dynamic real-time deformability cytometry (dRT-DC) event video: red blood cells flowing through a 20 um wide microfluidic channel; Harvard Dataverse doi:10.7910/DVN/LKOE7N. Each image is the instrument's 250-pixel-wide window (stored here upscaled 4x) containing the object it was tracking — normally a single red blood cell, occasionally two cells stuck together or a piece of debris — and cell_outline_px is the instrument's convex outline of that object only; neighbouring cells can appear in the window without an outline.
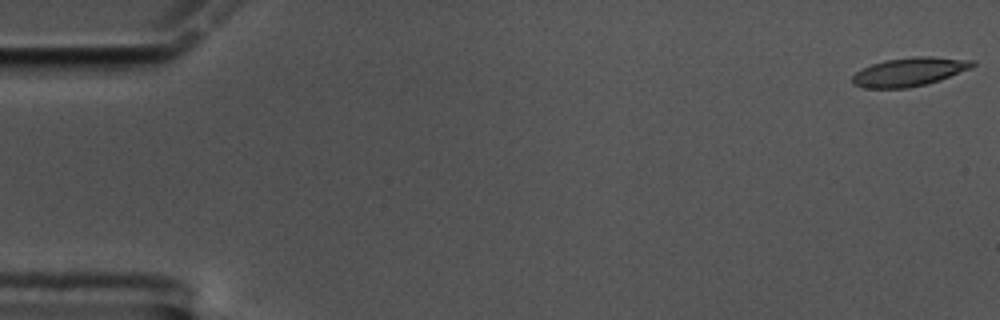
{"species": "common noctule bat (a hibernating species)", "species_latin": "Nyctalus noctula", "temperature_condition": "cold", "stored_images_in_passage": 58, "camera_frame_rate_fps": 3000, "um_per_image_px": 0.085, "animal": {"sex": "male", "body_mass_g": 17.5, "forearm_length_mm": 52.3}, "frame": {"image": 1, "passage_image": 1, "time_ms": 0.0, "image_size_px": [1000, 320], "cell_outline_px": [[976, 64], [972, 68], [940, 80], [908, 88], [864, 88], [852, 84], [852, 76], [856, 72], [872, 64], [884, 60], [912, 56], [932, 56], [976, 60]], "centroid_in_image_um": [77.33, 6.09], "position_along_channel_um": 7.7, "area_um2": 20.23}}
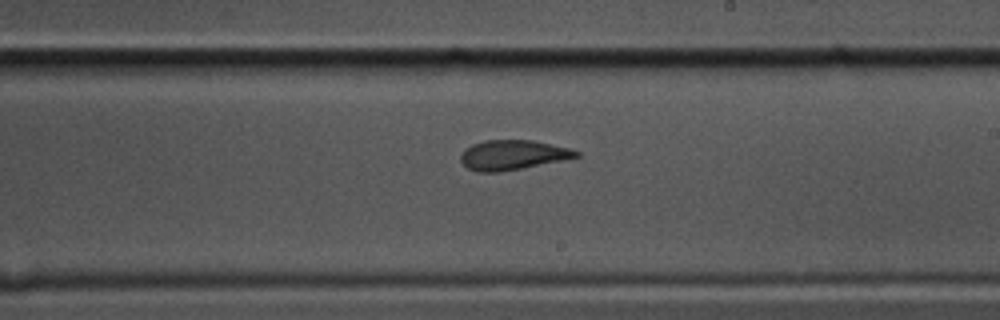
{"frame": {"image": 2, "passage_image": 34, "time_ms": 11.0, "image_size_px": [1000, 320], "cell_outline_px": [[580, 156], [500, 172], [476, 172], [468, 168], [460, 160], [460, 156], [464, 148], [472, 144], [484, 140], [532, 140], [568, 148], [580, 152]], "centroid_in_image_um": [43.51, 13.16], "position_along_channel_um": 245.5, "area_um2": 19.77}}
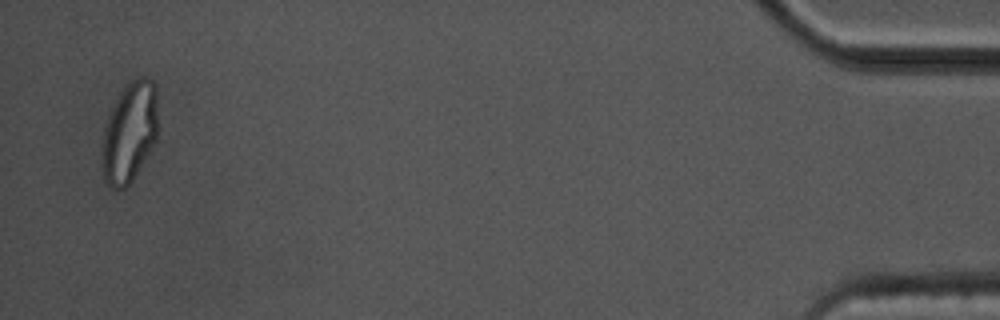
{"frame": {"image": 3, "passage_image": 57, "time_ms": 18.667, "image_size_px": [1000, 320], "cell_outline_px": [[156, 140], [132, 180], [124, 188], [112, 188], [104, 180], [100, 164], [100, 152], [104, 124], [124, 84], [128, 80], [140, 76], [144, 76], [152, 80], [156, 84]], "centroid_in_image_um": [10.96, 11.22], "position_along_channel_um": 424.2, "area_um2": 33.06}, "authors_computed_cell_mechanics": {"area_um2": 20.519, "velocity_mm_per_s": 3.4321, "shape_relaxation_time_tau1_ms": 10.3951, "shape_relaxation_time_tau2_ms": 2.4288, "deformation_change_tau1": 0.262, "deformation_change_tau2": 0.108}}